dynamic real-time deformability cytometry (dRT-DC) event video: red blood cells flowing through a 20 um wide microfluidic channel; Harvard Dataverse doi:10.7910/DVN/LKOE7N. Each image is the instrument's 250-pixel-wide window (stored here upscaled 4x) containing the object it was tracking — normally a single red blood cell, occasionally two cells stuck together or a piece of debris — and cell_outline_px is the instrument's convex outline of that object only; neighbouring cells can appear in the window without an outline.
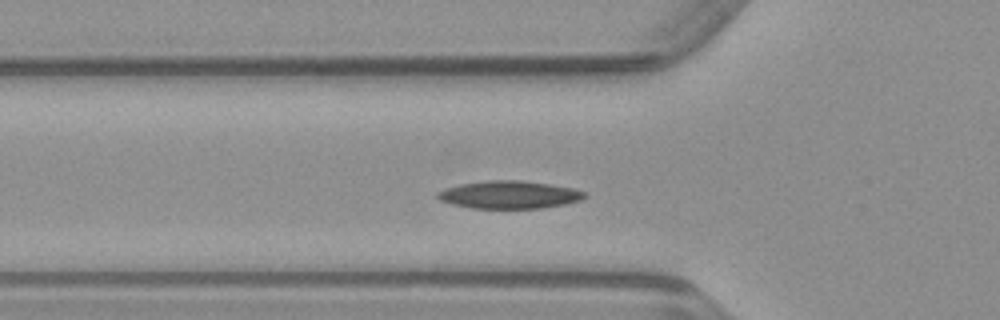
{"species": "common noctule bat (a hibernating species)", "species_latin": "Nyctalus noctula", "temperature_condition": "warm", "stored_images_in_passage": 45, "camera_frame_rate_fps": 3000, "um_per_image_px": 0.085, "animal": {"sex": "male", "body_mass_g": 23.1, "forearm_length_mm": 52.7}, "frame": {"image": 1, "passage_image": 11, "time_ms": 3.333, "image_size_px": [1000, 320], "cell_outline_px": [[588, 196], [580, 200], [564, 204], [540, 208], [472, 208], [452, 204], [440, 200], [436, 196], [436, 192], [444, 188], [460, 184], [484, 180], [520, 180], [552, 184], [572, 188], [588, 192]], "centroid_in_image_um": [43.29, 16.54], "position_along_channel_um": 82.5, "area_um2": 23.93}}
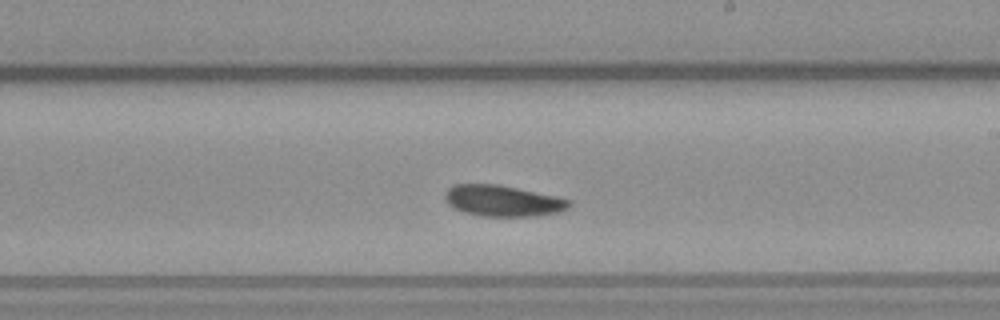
{"frame": {"image": 2, "passage_image": 23, "time_ms": 7.333, "image_size_px": [1000, 320], "cell_outline_px": [[572, 204], [568, 208], [560, 212], [536, 216], [484, 216], [464, 212], [448, 204], [444, 196], [444, 192], [452, 184], [496, 184], [556, 196], [572, 200]], "centroid_in_image_um": [42.75, 17.07], "position_along_channel_um": 246.3, "area_um2": 22.48}}
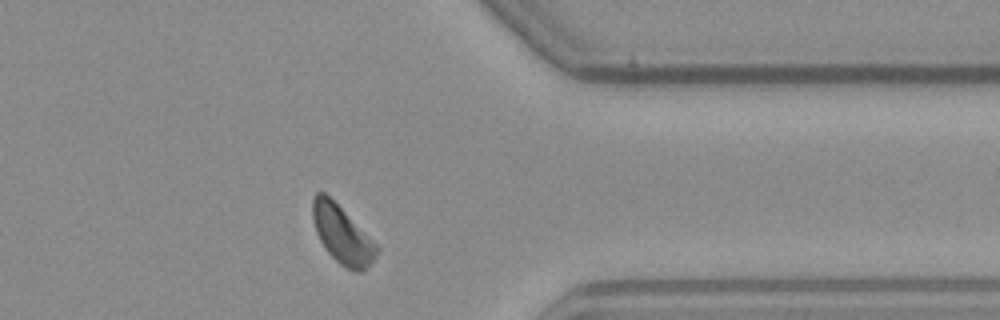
{"frame": {"image": 3, "passage_image": 34, "time_ms": 11.0, "image_size_px": [1000, 320], "cell_outline_px": [[380, 248], [376, 256], [360, 272], [356, 272], [344, 268], [324, 248], [316, 232], [312, 220], [312, 196], [316, 192], [324, 192]], "centroid_in_image_um": [29.03, 19.95], "position_along_channel_um": 382.4, "area_um2": 21.04}}